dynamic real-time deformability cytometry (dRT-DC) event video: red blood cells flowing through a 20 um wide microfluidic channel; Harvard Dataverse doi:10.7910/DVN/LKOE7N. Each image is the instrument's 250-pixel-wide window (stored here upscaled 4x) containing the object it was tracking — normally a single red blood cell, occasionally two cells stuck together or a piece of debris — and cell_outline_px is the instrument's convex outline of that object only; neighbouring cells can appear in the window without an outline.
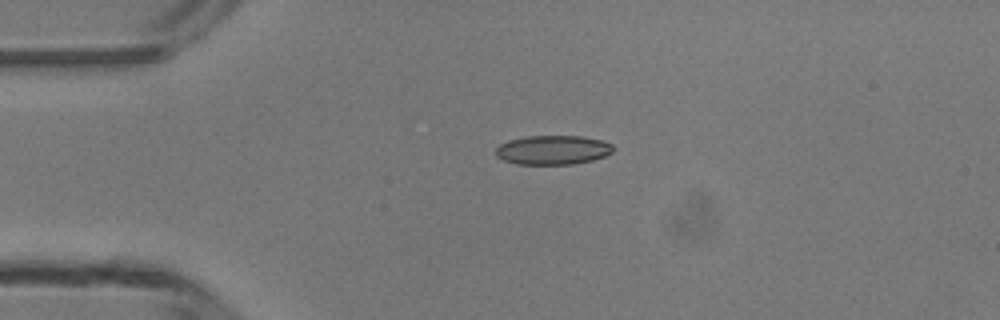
{"species": "common noctule bat (a hibernating species)", "species_latin": "Nyctalus noctula", "temperature_condition": "room temperature", "stored_images_in_passage": 3, "camera_frame_rate_fps": 3000, "um_per_image_px": 0.085, "animal": {"sex": "male", "body_mass_g": 13.3}, "frame": {"image": 1, "passage_image": 2, "time_ms": 2.0, "image_size_px": [1000, 320], "cell_outline_px": [[612, 152], [604, 156], [592, 160], [572, 164], [516, 164], [504, 160], [496, 156], [496, 148], [500, 144], [508, 140], [528, 136], [580, 136], [600, 140], [612, 144]], "centroid_in_image_um": [46.96, 12.75], "position_along_channel_um": 38.0, "area_um2": 19.83}}